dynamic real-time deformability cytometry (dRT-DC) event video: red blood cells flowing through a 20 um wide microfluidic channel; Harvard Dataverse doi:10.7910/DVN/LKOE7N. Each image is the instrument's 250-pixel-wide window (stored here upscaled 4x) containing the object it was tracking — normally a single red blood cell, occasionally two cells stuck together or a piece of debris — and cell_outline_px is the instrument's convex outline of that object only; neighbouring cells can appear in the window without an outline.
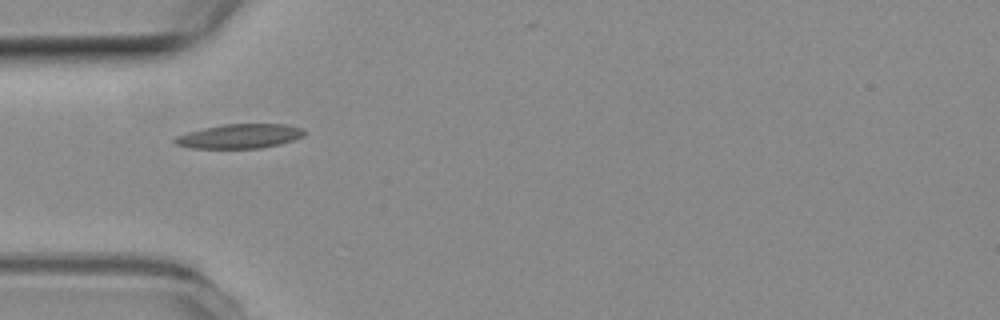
{"species": "common noctule bat (a hibernating species)", "species_latin": "Nyctalus noctula", "temperature_condition": "room temperature", "stored_images_in_passage": 23, "camera_frame_rate_fps": 3000, "um_per_image_px": 0.085, "animal": {"sex": "female", "body_mass_g": 19.3, "forearm_length_mm": 54.1}, "frame": {"image": 1, "passage_image": 1, "time_ms": 0.0, "image_size_px": [1000, 320], "cell_outline_px": [[304, 136], [280, 144], [260, 148], [192, 148], [176, 144], [172, 140], [176, 136], [188, 132], [204, 128], [224, 124], [284, 124], [304, 128]], "centroid_in_image_um": [20.38, 11.57], "position_along_channel_um": 64.6, "area_um2": 18.26}}
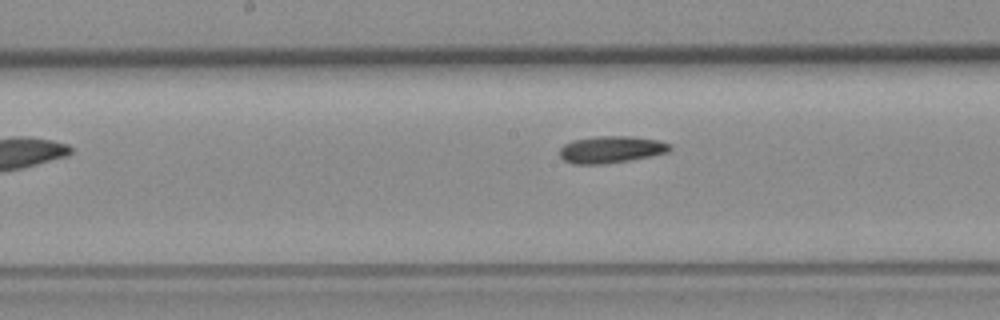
{"frame": {"image": 2, "passage_image": 8, "time_ms": 2.333, "image_size_px": [1000, 320], "cell_outline_px": [[672, 148], [668, 152], [628, 160], [604, 164], [572, 164], [564, 160], [560, 156], [560, 148], [564, 144], [572, 140], [596, 136], [632, 136], [660, 140], [672, 144]], "centroid_in_image_um": [51.94, 12.69], "position_along_channel_um": 196.3, "area_um2": 17.4}}
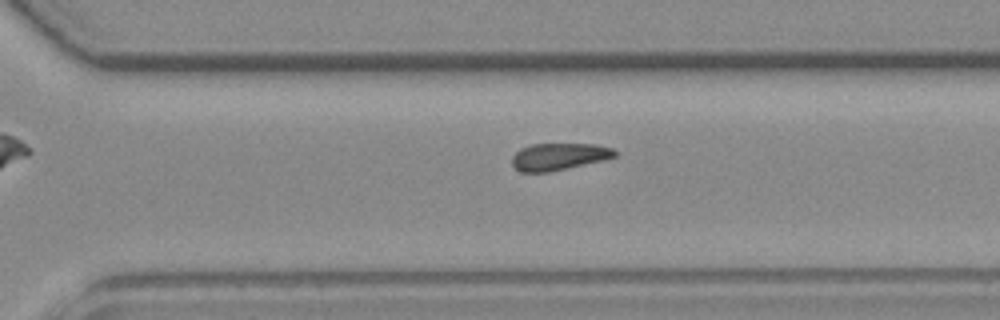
{"frame": {"image": 3, "passage_image": 18, "time_ms": 5.667, "image_size_px": [1000, 320], "cell_outline_px": [[616, 156], [600, 160], [548, 172], [520, 172], [512, 164], [512, 156], [520, 148], [532, 144], [596, 144], [612, 148], [616, 152]], "centroid_in_image_um": [47.45, 13.3], "position_along_channel_um": 323.2, "area_um2": 15.9}}